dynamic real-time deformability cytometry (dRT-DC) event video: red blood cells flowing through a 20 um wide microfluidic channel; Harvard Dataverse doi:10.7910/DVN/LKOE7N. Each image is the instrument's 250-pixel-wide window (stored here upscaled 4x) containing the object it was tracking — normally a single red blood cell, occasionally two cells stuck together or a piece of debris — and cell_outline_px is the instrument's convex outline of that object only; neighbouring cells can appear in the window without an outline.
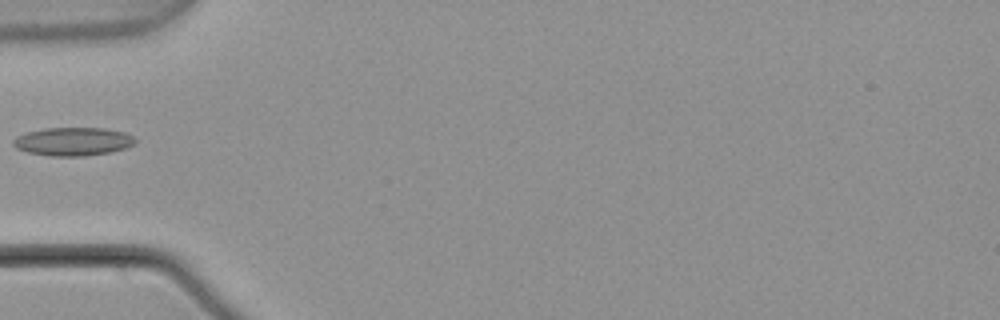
{"species": "common noctule bat (a hibernating species)", "species_latin": "Nyctalus noctula", "temperature_condition": "warm", "stored_images_in_passage": 1, "camera_frame_rate_fps": 3000, "um_per_image_px": 0.085, "animal": {"sex": "male", "body_mass_g": 21.5, "forearm_length_mm": 52.0}, "frame": {"image": 1, "passage_image": 1, "time_ms": 0.0, "image_size_px": [1000, 320], "cell_outline_px": [[136, 140], [132, 144], [124, 148], [108, 152], [84, 156], [48, 156], [28, 152], [16, 148], [12, 144], [12, 140], [16, 136], [28, 132], [44, 128], [104, 128], [124, 132], [132, 136]], "centroid_in_image_um": [6.15, 12.02], "position_along_channel_um": 78.8, "area_um2": 20.0}}